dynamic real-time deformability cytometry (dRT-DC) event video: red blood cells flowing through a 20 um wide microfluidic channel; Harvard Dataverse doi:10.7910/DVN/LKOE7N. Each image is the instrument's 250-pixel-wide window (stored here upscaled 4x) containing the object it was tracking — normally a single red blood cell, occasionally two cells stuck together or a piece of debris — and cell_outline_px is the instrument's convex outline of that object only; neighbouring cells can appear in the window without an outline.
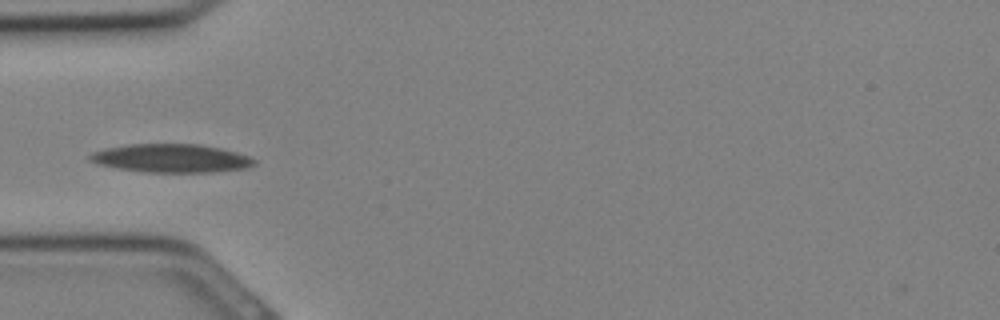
{"species": "Egyptian fruit bat (a non-hibernating species)", "species_latin": "Rousettus aegyptiacus", "temperature_condition": "cold", "stored_images_in_passage": 24, "camera_frame_rate_fps": 3000, "um_per_image_px": 0.085, "animal": {"sex": "female"}, "frame": {"image": 1, "passage_image": 2, "time_ms": 0.333, "image_size_px": [1000, 320], "cell_outline_px": [[256, 164], [244, 168], [212, 172], [144, 172], [116, 168], [96, 164], [88, 160], [88, 156], [92, 152], [104, 148], [128, 144], [200, 144], [220, 148], [236, 152], [248, 156], [256, 160]], "centroid_in_image_um": [14.5, 13.45], "position_along_channel_um": 70.5, "area_um2": 27.34}}
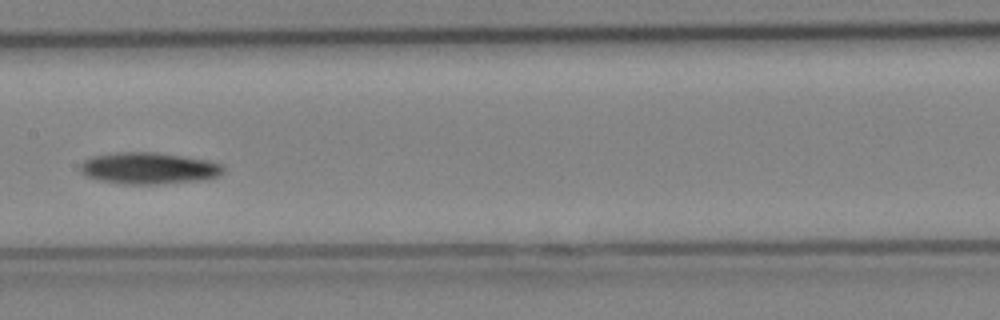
{"frame": {"image": 2, "passage_image": 8, "time_ms": 2.333, "image_size_px": [1000, 320], "cell_outline_px": [[224, 172], [220, 176], [204, 180], [160, 184], [124, 184], [100, 180], [84, 176], [80, 172], [80, 164], [84, 160], [92, 156], [120, 152], [156, 152], [208, 160], [224, 164]], "centroid_in_image_um": [12.67, 14.3], "position_along_channel_um": 194.7, "area_um2": 26.65}}
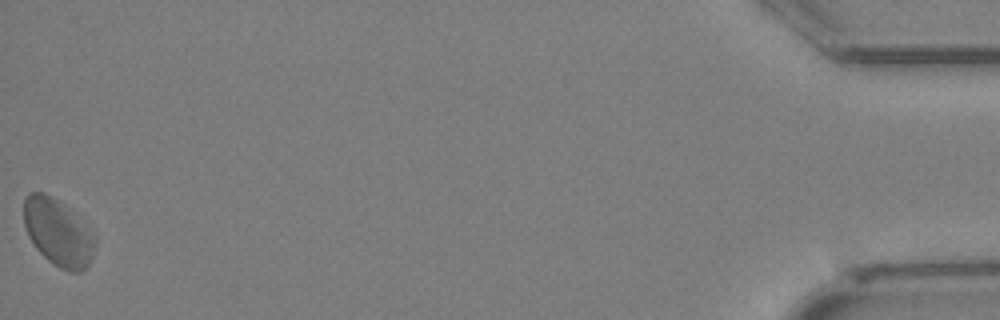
{"frame": {"image": 3, "passage_image": 24, "time_ms": 7.667, "image_size_px": [1000, 320], "cell_outline_px": [[96, 244], [88, 264], [80, 272], [72, 272], [60, 268], [48, 260], [36, 248], [28, 236], [24, 224], [24, 200], [28, 192], [44, 192], [64, 204], [96, 236]], "centroid_in_image_um": [4.92, 19.75], "position_along_channel_um": 430.3, "area_um2": 27.51}}